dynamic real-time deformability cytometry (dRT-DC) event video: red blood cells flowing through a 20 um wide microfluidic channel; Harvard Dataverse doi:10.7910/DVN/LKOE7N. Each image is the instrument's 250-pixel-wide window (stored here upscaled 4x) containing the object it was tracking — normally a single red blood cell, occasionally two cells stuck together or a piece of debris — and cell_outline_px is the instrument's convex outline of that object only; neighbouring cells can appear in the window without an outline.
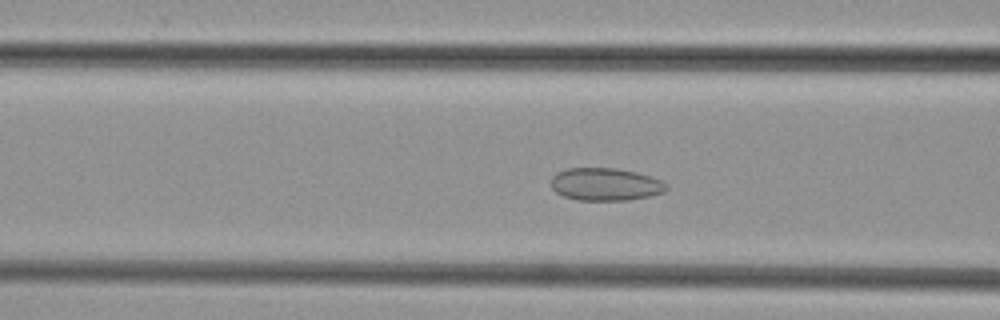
{"species": "common noctule bat (a hibernating species)", "species_latin": "Nyctalus noctula", "temperature_condition": "cold", "stored_images_in_passage": 44, "camera_frame_rate_fps": 3000, "um_per_image_px": 0.085, "animal": {"sex": "female", "body_mass_g": 29.2, "forearm_length_mm": 56.3}, "frame": {"image": 1, "passage_image": 15, "time_ms": 4.667, "image_size_px": [1000, 320], "cell_outline_px": [[668, 188], [664, 192], [648, 196], [628, 200], [576, 200], [564, 196], [556, 192], [552, 188], [552, 176], [556, 172], [568, 168], [616, 168], [636, 172], [660, 180], [668, 184]], "centroid_in_image_um": [51.45, 15.66], "position_along_channel_um": 115.2, "area_um2": 21.91}}
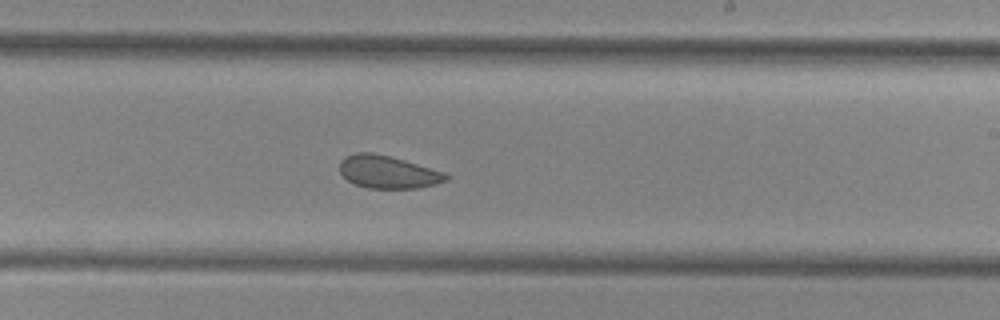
{"frame": {"image": 2, "passage_image": 25, "time_ms": 8.0, "image_size_px": [1000, 320], "cell_outline_px": [[448, 180], [436, 184], [420, 188], [368, 188], [352, 184], [340, 172], [340, 160], [344, 156], [356, 152], [372, 152], [404, 160], [444, 172], [448, 176]], "centroid_in_image_um": [32.94, 14.62], "position_along_channel_um": 256.1, "area_um2": 20.29}}
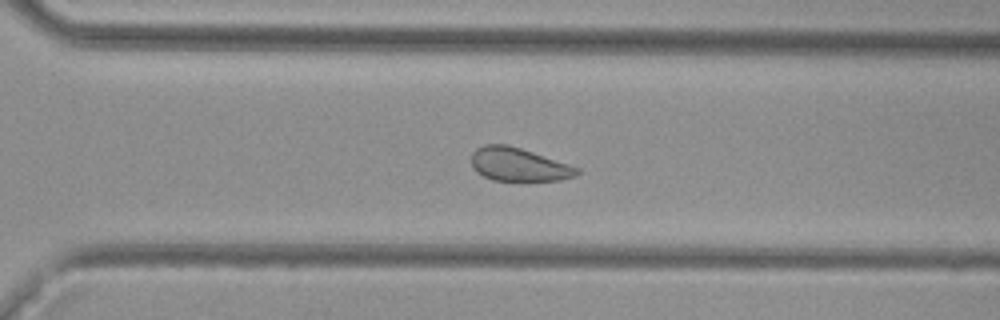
{"frame": {"image": 3, "passage_image": 30, "time_ms": 9.667, "image_size_px": [1000, 320], "cell_outline_px": [[580, 172], [576, 176], [560, 180], [528, 184], [520, 184], [492, 180], [476, 172], [472, 168], [472, 152], [476, 148], [484, 144], [508, 144], [580, 168]], "centroid_in_image_um": [44.09, 14.05], "position_along_channel_um": 326.5, "area_um2": 21.5}}